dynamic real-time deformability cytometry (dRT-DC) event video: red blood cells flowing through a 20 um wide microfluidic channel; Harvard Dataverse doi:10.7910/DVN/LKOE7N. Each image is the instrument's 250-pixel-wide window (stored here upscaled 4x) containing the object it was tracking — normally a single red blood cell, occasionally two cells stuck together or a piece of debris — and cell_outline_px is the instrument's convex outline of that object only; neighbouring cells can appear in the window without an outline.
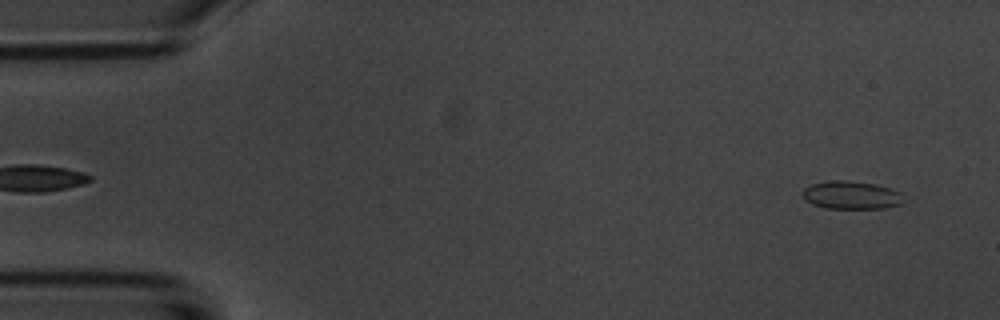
{"species": "common noctule bat (a hibernating species)", "species_latin": "Nyctalus noctula", "temperature_condition": "room temperature", "stored_images_in_passage": 5, "camera_frame_rate_fps": 3000, "um_per_image_px": 0.085, "animal": {"sex": "male", "body_mass_g": 20.1, "forearm_length_mm": 53.5}, "frame": {"image": 1, "passage_image": 1, "time_ms": 0.0, "image_size_px": [1000, 320], "cell_outline_px": [[900, 204], [884, 208], [824, 208], [812, 204], [804, 200], [800, 192], [804, 188], [812, 184], [828, 180], [848, 180], [876, 184], [900, 192]], "centroid_in_image_um": [72.25, 16.57], "position_along_channel_um": 12.7, "area_um2": 16.47}}
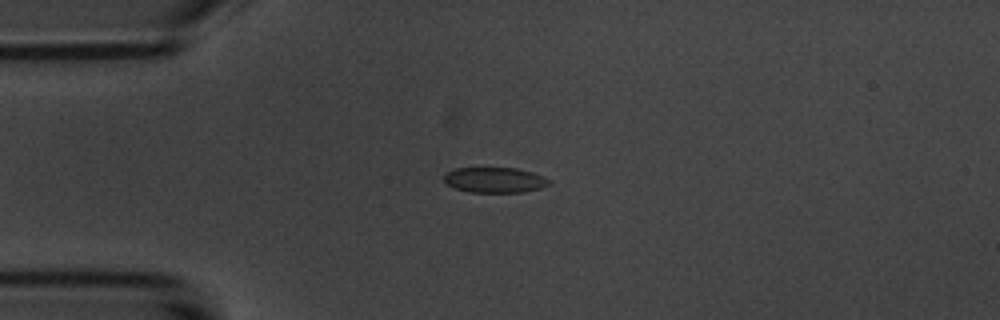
{"frame": {"image": 2, "passage_image": 3, "time_ms": 3.333, "image_size_px": [1000, 320], "cell_outline_px": [[552, 184], [540, 188], [524, 192], [468, 192], [456, 188], [448, 184], [444, 180], [444, 176], [448, 172], [456, 168], [516, 168], [532, 172], [552, 180]], "centroid_in_image_um": [42.11, 15.3], "position_along_channel_um": 42.9, "area_um2": 15.49}}
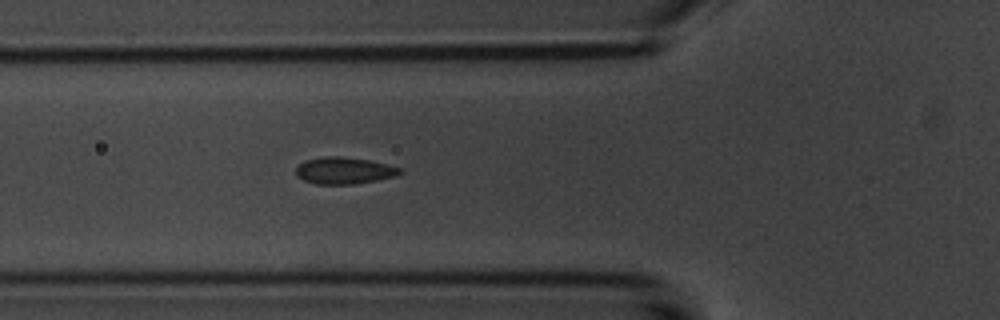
{"frame": {"image": 3, "passage_image": 5, "time_ms": 5.333, "image_size_px": [1000, 320], "cell_outline_px": [[404, 172], [396, 176], [356, 184], [316, 184], [304, 180], [296, 176], [296, 168], [304, 160], [324, 156], [340, 156], [368, 160], [388, 164], [400, 168]], "centroid_in_image_um": [29.25, 14.5], "position_along_channel_um": 96.5, "area_um2": 16.3}}